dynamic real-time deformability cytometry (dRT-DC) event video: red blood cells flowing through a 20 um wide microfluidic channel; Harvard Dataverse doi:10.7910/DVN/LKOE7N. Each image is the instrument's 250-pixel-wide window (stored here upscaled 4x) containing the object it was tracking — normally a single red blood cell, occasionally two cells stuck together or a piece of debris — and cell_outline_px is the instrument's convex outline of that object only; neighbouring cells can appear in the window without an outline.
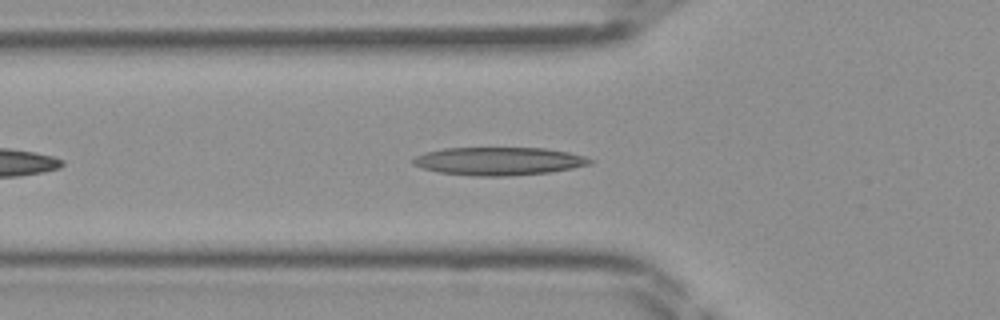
{"species": "Egyptian fruit bat (a non-hibernating species)", "species_latin": "Rousettus aegyptiacus", "temperature_condition": "room temperature", "stored_images_in_passage": 25, "camera_frame_rate_fps": 3000, "um_per_image_px": 0.085, "frame": {"image": 1, "passage_image": 6, "time_ms": 1.667, "image_size_px": [1000, 320], "cell_outline_px": [[596, 160], [592, 164], [572, 168], [548, 172], [504, 176], [476, 176], [440, 172], [424, 168], [412, 164], [412, 160], [416, 156], [424, 152], [444, 148], [544, 148], [568, 152], [584, 156]], "centroid_in_image_um": [42.41, 13.69], "position_along_channel_um": 83.4, "area_um2": 28.78}}
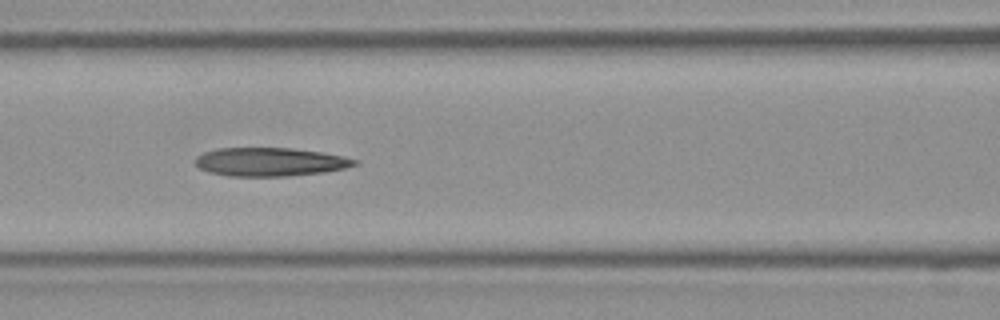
{"frame": {"image": 2, "passage_image": 10, "time_ms": 3.0, "image_size_px": [1000, 320], "cell_outline_px": [[360, 164], [344, 168], [320, 172], [288, 176], [228, 176], [208, 172], [200, 168], [192, 160], [196, 156], [204, 152], [220, 148], [292, 148], [324, 152], [344, 156], [360, 160]], "centroid_in_image_um": [22.96, 13.75], "position_along_channel_um": 143.6, "area_um2": 26.65}}
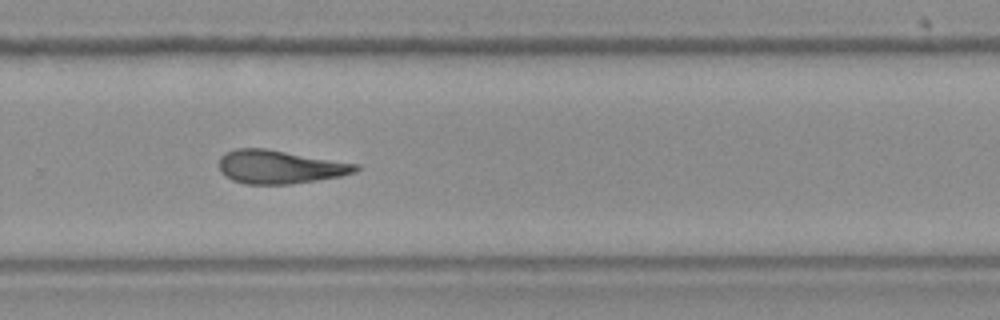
{"frame": {"image": 3, "passage_image": 21, "time_ms": 6.667, "image_size_px": [1000, 320], "cell_outline_px": [[360, 168], [356, 172], [340, 176], [292, 184], [244, 184], [232, 180], [224, 176], [220, 172], [220, 156], [224, 152], [236, 148], [268, 148], [360, 164]], "centroid_in_image_um": [23.77, 14.17], "position_along_channel_um": 306.0, "area_um2": 26.99}}